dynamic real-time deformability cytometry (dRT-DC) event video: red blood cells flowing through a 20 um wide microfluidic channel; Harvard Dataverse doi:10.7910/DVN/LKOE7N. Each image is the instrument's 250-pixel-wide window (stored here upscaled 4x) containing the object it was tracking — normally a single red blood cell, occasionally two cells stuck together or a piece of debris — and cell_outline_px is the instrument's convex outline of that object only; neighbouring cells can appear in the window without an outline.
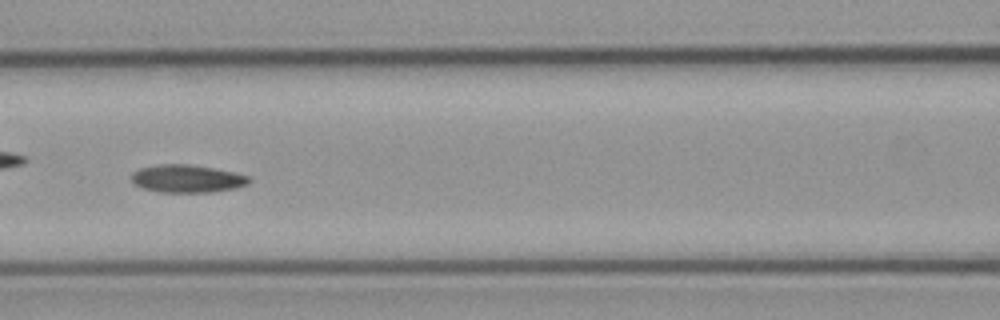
{"species": "common noctule bat (a hibernating species)", "species_latin": "Nyctalus noctula", "temperature_condition": "cold", "stored_images_in_passage": 9, "camera_frame_rate_fps": 3000, "um_per_image_px": 0.085, "animal": {"sex": "male", "body_mass_g": 23.1, "forearm_length_mm": 52.7}, "frame": {"image": 1, "passage_image": 7, "time_ms": 7.0, "image_size_px": [1000, 320], "cell_outline_px": [[252, 180], [248, 184], [236, 188], [212, 192], [160, 192], [140, 188], [132, 184], [132, 172], [140, 168], [160, 164], [184, 164], [212, 168], [232, 172], [248, 176]], "centroid_in_image_um": [15.87, 15.2], "position_along_channel_um": 150.7, "area_um2": 19.02}}
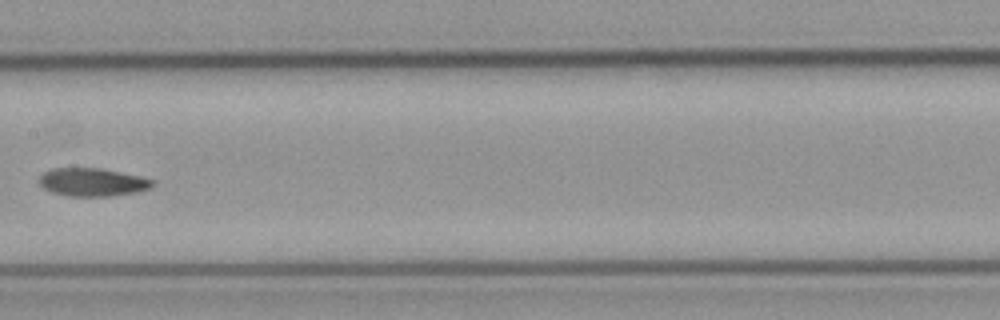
{"frame": {"image": 2, "passage_image": 8, "time_ms": 8.333, "image_size_px": [1000, 320], "cell_outline_px": [[156, 184], [152, 188], [136, 192], [108, 196], [68, 196], [52, 192], [44, 188], [40, 184], [40, 176], [44, 172], [52, 168], [100, 168], [140, 176], [152, 180]], "centroid_in_image_um": [7.87, 15.48], "position_along_channel_um": 199.5, "area_um2": 18.5}}
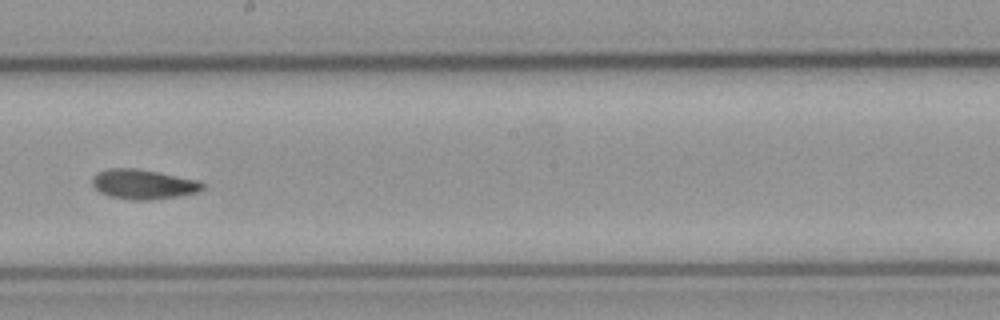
{"frame": {"image": 3, "passage_image": 9, "time_ms": 9.333, "image_size_px": [1000, 320], "cell_outline_px": [[204, 188], [200, 192], [152, 200], [132, 200], [108, 196], [100, 192], [92, 184], [92, 176], [96, 172], [108, 168], [132, 168], [156, 172], [196, 180], [204, 184]], "centroid_in_image_um": [12.13, 15.67], "position_along_channel_um": 236.1, "area_um2": 19.02}}